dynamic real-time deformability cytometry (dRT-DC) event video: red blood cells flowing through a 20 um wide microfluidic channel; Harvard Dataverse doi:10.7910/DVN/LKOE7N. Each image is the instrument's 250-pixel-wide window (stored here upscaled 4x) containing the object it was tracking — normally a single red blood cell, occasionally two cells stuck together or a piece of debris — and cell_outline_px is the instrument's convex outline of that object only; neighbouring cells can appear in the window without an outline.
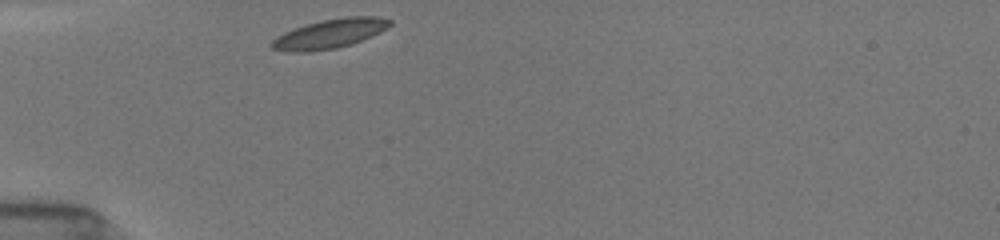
{"species": "common noctule bat (a hibernating species)", "species_latin": "Nyctalus noctula", "temperature_condition": "room temperature", "stored_images_in_passage": 2, "camera_frame_rate_fps": 3000, "um_per_image_px": 0.085, "animal": {"sex": "female", "body_mass_g": 19.5, "forearm_length_mm": 54.1}, "frame": {"image": 1, "passage_image": 1, "time_ms": 0.0, "image_size_px": [1000, 240], "cell_outline_px": [[392, 24], [388, 28], [380, 32], [352, 44], [336, 48], [308, 52], [288, 52], [272, 48], [268, 44], [272, 40], [284, 32], [292, 28], [320, 20], [348, 16], [380, 16], [392, 20]], "centroid_in_image_um": [28.03, 2.86], "position_along_channel_um": 57.0, "area_um2": 20.4}}